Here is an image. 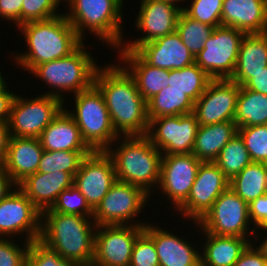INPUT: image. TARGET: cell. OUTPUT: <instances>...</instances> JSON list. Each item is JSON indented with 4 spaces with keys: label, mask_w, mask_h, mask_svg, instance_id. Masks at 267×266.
I'll list each match as a JSON object with an SVG mask.
<instances>
[{
    "label": "cell",
    "mask_w": 267,
    "mask_h": 266,
    "mask_svg": "<svg viewBox=\"0 0 267 266\" xmlns=\"http://www.w3.org/2000/svg\"><path fill=\"white\" fill-rule=\"evenodd\" d=\"M106 65L96 70L94 85L105 99L113 128L119 136H146L147 101L139 93L135 79L120 62Z\"/></svg>",
    "instance_id": "obj_1"
},
{
    "label": "cell",
    "mask_w": 267,
    "mask_h": 266,
    "mask_svg": "<svg viewBox=\"0 0 267 266\" xmlns=\"http://www.w3.org/2000/svg\"><path fill=\"white\" fill-rule=\"evenodd\" d=\"M25 38V53L11 54L18 66L30 73L36 66L66 57L83 42L64 12L54 18L22 24L17 30ZM13 55H16L13 57Z\"/></svg>",
    "instance_id": "obj_2"
},
{
    "label": "cell",
    "mask_w": 267,
    "mask_h": 266,
    "mask_svg": "<svg viewBox=\"0 0 267 266\" xmlns=\"http://www.w3.org/2000/svg\"><path fill=\"white\" fill-rule=\"evenodd\" d=\"M96 227L93 217L53 212L49 208L41 212L39 241L60 257L89 266L93 263Z\"/></svg>",
    "instance_id": "obj_3"
},
{
    "label": "cell",
    "mask_w": 267,
    "mask_h": 266,
    "mask_svg": "<svg viewBox=\"0 0 267 266\" xmlns=\"http://www.w3.org/2000/svg\"><path fill=\"white\" fill-rule=\"evenodd\" d=\"M120 138V139H119ZM105 151L111 157L116 179L142 188L147 194L154 193L160 181L163 153L147 136H120ZM122 138V141H121ZM119 139V141H118ZM121 142V143H120ZM154 185V186H153Z\"/></svg>",
    "instance_id": "obj_4"
},
{
    "label": "cell",
    "mask_w": 267,
    "mask_h": 266,
    "mask_svg": "<svg viewBox=\"0 0 267 266\" xmlns=\"http://www.w3.org/2000/svg\"><path fill=\"white\" fill-rule=\"evenodd\" d=\"M122 0H68L64 13L78 36L84 41L85 31L97 36L112 49H119L124 41ZM88 29V30H87Z\"/></svg>",
    "instance_id": "obj_5"
},
{
    "label": "cell",
    "mask_w": 267,
    "mask_h": 266,
    "mask_svg": "<svg viewBox=\"0 0 267 266\" xmlns=\"http://www.w3.org/2000/svg\"><path fill=\"white\" fill-rule=\"evenodd\" d=\"M85 47L87 46L83 42L68 56L42 63L30 72L51 88L44 94L57 97L65 102L64 92L75 95L89 89L94 84V76L99 65Z\"/></svg>",
    "instance_id": "obj_6"
},
{
    "label": "cell",
    "mask_w": 267,
    "mask_h": 266,
    "mask_svg": "<svg viewBox=\"0 0 267 266\" xmlns=\"http://www.w3.org/2000/svg\"><path fill=\"white\" fill-rule=\"evenodd\" d=\"M74 96L75 109H64L75 120L87 146L92 151H105L120 136L113 128L102 93L93 84Z\"/></svg>",
    "instance_id": "obj_7"
},
{
    "label": "cell",
    "mask_w": 267,
    "mask_h": 266,
    "mask_svg": "<svg viewBox=\"0 0 267 266\" xmlns=\"http://www.w3.org/2000/svg\"><path fill=\"white\" fill-rule=\"evenodd\" d=\"M196 225L197 230L200 227L206 233L246 239H251L256 231L249 216V205L230 188L215 200Z\"/></svg>",
    "instance_id": "obj_8"
},
{
    "label": "cell",
    "mask_w": 267,
    "mask_h": 266,
    "mask_svg": "<svg viewBox=\"0 0 267 266\" xmlns=\"http://www.w3.org/2000/svg\"><path fill=\"white\" fill-rule=\"evenodd\" d=\"M149 198L151 196L142 188L117 180L93 210V220L97 226H145L148 221H136L135 218L148 205L146 203H149Z\"/></svg>",
    "instance_id": "obj_9"
},
{
    "label": "cell",
    "mask_w": 267,
    "mask_h": 266,
    "mask_svg": "<svg viewBox=\"0 0 267 266\" xmlns=\"http://www.w3.org/2000/svg\"><path fill=\"white\" fill-rule=\"evenodd\" d=\"M54 96L40 94L34 98L16 95L8 123L10 136L19 138H39L42 131L66 107Z\"/></svg>",
    "instance_id": "obj_10"
},
{
    "label": "cell",
    "mask_w": 267,
    "mask_h": 266,
    "mask_svg": "<svg viewBox=\"0 0 267 266\" xmlns=\"http://www.w3.org/2000/svg\"><path fill=\"white\" fill-rule=\"evenodd\" d=\"M245 33L229 26H217L195 57V63L211 79H230L235 71L239 46Z\"/></svg>",
    "instance_id": "obj_11"
},
{
    "label": "cell",
    "mask_w": 267,
    "mask_h": 266,
    "mask_svg": "<svg viewBox=\"0 0 267 266\" xmlns=\"http://www.w3.org/2000/svg\"><path fill=\"white\" fill-rule=\"evenodd\" d=\"M199 123L193 113L153 118L147 137L163 154H191Z\"/></svg>",
    "instance_id": "obj_12"
},
{
    "label": "cell",
    "mask_w": 267,
    "mask_h": 266,
    "mask_svg": "<svg viewBox=\"0 0 267 266\" xmlns=\"http://www.w3.org/2000/svg\"><path fill=\"white\" fill-rule=\"evenodd\" d=\"M40 233L41 211L16 187L0 202V238L24 235L31 243L39 240Z\"/></svg>",
    "instance_id": "obj_13"
},
{
    "label": "cell",
    "mask_w": 267,
    "mask_h": 266,
    "mask_svg": "<svg viewBox=\"0 0 267 266\" xmlns=\"http://www.w3.org/2000/svg\"><path fill=\"white\" fill-rule=\"evenodd\" d=\"M145 226H97L94 237L93 265L130 266L132 250Z\"/></svg>",
    "instance_id": "obj_14"
},
{
    "label": "cell",
    "mask_w": 267,
    "mask_h": 266,
    "mask_svg": "<svg viewBox=\"0 0 267 266\" xmlns=\"http://www.w3.org/2000/svg\"><path fill=\"white\" fill-rule=\"evenodd\" d=\"M135 27L144 35L135 40L123 41L117 50H137L142 44L176 31L177 20L183 6L163 0H141ZM125 42V43H124Z\"/></svg>",
    "instance_id": "obj_15"
},
{
    "label": "cell",
    "mask_w": 267,
    "mask_h": 266,
    "mask_svg": "<svg viewBox=\"0 0 267 266\" xmlns=\"http://www.w3.org/2000/svg\"><path fill=\"white\" fill-rule=\"evenodd\" d=\"M230 180L214 162H201L186 202L177 210L182 218L198 222L215 200L229 188ZM191 219V220H190Z\"/></svg>",
    "instance_id": "obj_16"
},
{
    "label": "cell",
    "mask_w": 267,
    "mask_h": 266,
    "mask_svg": "<svg viewBox=\"0 0 267 266\" xmlns=\"http://www.w3.org/2000/svg\"><path fill=\"white\" fill-rule=\"evenodd\" d=\"M201 162L192 153L163 154L157 189H161L162 194L171 201L174 211L186 202Z\"/></svg>",
    "instance_id": "obj_17"
},
{
    "label": "cell",
    "mask_w": 267,
    "mask_h": 266,
    "mask_svg": "<svg viewBox=\"0 0 267 266\" xmlns=\"http://www.w3.org/2000/svg\"><path fill=\"white\" fill-rule=\"evenodd\" d=\"M116 181L113 161L106 151L86 155L74 176V186L93 210Z\"/></svg>",
    "instance_id": "obj_18"
},
{
    "label": "cell",
    "mask_w": 267,
    "mask_h": 266,
    "mask_svg": "<svg viewBox=\"0 0 267 266\" xmlns=\"http://www.w3.org/2000/svg\"><path fill=\"white\" fill-rule=\"evenodd\" d=\"M239 90L230 79H212L193 107L199 126L234 121Z\"/></svg>",
    "instance_id": "obj_19"
},
{
    "label": "cell",
    "mask_w": 267,
    "mask_h": 266,
    "mask_svg": "<svg viewBox=\"0 0 267 266\" xmlns=\"http://www.w3.org/2000/svg\"><path fill=\"white\" fill-rule=\"evenodd\" d=\"M144 231L153 239L160 266H200L201 254L198 247L184 238L155 224L147 223ZM199 251V252H198Z\"/></svg>",
    "instance_id": "obj_20"
},
{
    "label": "cell",
    "mask_w": 267,
    "mask_h": 266,
    "mask_svg": "<svg viewBox=\"0 0 267 266\" xmlns=\"http://www.w3.org/2000/svg\"><path fill=\"white\" fill-rule=\"evenodd\" d=\"M136 52L151 66L166 70H179L195 63L177 31L142 44Z\"/></svg>",
    "instance_id": "obj_21"
},
{
    "label": "cell",
    "mask_w": 267,
    "mask_h": 266,
    "mask_svg": "<svg viewBox=\"0 0 267 266\" xmlns=\"http://www.w3.org/2000/svg\"><path fill=\"white\" fill-rule=\"evenodd\" d=\"M73 185L74 176L71 173L57 171L28 175L17 187L43 212L52 207L63 190Z\"/></svg>",
    "instance_id": "obj_22"
},
{
    "label": "cell",
    "mask_w": 267,
    "mask_h": 266,
    "mask_svg": "<svg viewBox=\"0 0 267 266\" xmlns=\"http://www.w3.org/2000/svg\"><path fill=\"white\" fill-rule=\"evenodd\" d=\"M221 25L245 34L267 31V0H223Z\"/></svg>",
    "instance_id": "obj_23"
},
{
    "label": "cell",
    "mask_w": 267,
    "mask_h": 266,
    "mask_svg": "<svg viewBox=\"0 0 267 266\" xmlns=\"http://www.w3.org/2000/svg\"><path fill=\"white\" fill-rule=\"evenodd\" d=\"M43 151L39 138L10 137L3 168L18 185L37 172Z\"/></svg>",
    "instance_id": "obj_24"
},
{
    "label": "cell",
    "mask_w": 267,
    "mask_h": 266,
    "mask_svg": "<svg viewBox=\"0 0 267 266\" xmlns=\"http://www.w3.org/2000/svg\"><path fill=\"white\" fill-rule=\"evenodd\" d=\"M120 64L135 79L141 96L148 101L168 86L170 70L148 64L135 50H117Z\"/></svg>",
    "instance_id": "obj_25"
},
{
    "label": "cell",
    "mask_w": 267,
    "mask_h": 266,
    "mask_svg": "<svg viewBox=\"0 0 267 266\" xmlns=\"http://www.w3.org/2000/svg\"><path fill=\"white\" fill-rule=\"evenodd\" d=\"M42 148L48 151H92L84 142L75 120L63 109L42 131Z\"/></svg>",
    "instance_id": "obj_26"
},
{
    "label": "cell",
    "mask_w": 267,
    "mask_h": 266,
    "mask_svg": "<svg viewBox=\"0 0 267 266\" xmlns=\"http://www.w3.org/2000/svg\"><path fill=\"white\" fill-rule=\"evenodd\" d=\"M267 66V33L245 34L239 46L235 71L230 78L239 86H244L253 74Z\"/></svg>",
    "instance_id": "obj_27"
},
{
    "label": "cell",
    "mask_w": 267,
    "mask_h": 266,
    "mask_svg": "<svg viewBox=\"0 0 267 266\" xmlns=\"http://www.w3.org/2000/svg\"><path fill=\"white\" fill-rule=\"evenodd\" d=\"M204 235V246L199 249L201 254V266H234L243 251L253 241L252 239L237 236H217L206 233L199 228ZM202 248V249H201Z\"/></svg>",
    "instance_id": "obj_28"
},
{
    "label": "cell",
    "mask_w": 267,
    "mask_h": 266,
    "mask_svg": "<svg viewBox=\"0 0 267 266\" xmlns=\"http://www.w3.org/2000/svg\"><path fill=\"white\" fill-rule=\"evenodd\" d=\"M237 134L234 121L199 126L192 154L202 162H214L223 147Z\"/></svg>",
    "instance_id": "obj_29"
},
{
    "label": "cell",
    "mask_w": 267,
    "mask_h": 266,
    "mask_svg": "<svg viewBox=\"0 0 267 266\" xmlns=\"http://www.w3.org/2000/svg\"><path fill=\"white\" fill-rule=\"evenodd\" d=\"M233 190L248 205L267 194V164L251 162L229 183Z\"/></svg>",
    "instance_id": "obj_30"
},
{
    "label": "cell",
    "mask_w": 267,
    "mask_h": 266,
    "mask_svg": "<svg viewBox=\"0 0 267 266\" xmlns=\"http://www.w3.org/2000/svg\"><path fill=\"white\" fill-rule=\"evenodd\" d=\"M194 104L182 91L167 86L147 101L148 119L189 114Z\"/></svg>",
    "instance_id": "obj_31"
},
{
    "label": "cell",
    "mask_w": 267,
    "mask_h": 266,
    "mask_svg": "<svg viewBox=\"0 0 267 266\" xmlns=\"http://www.w3.org/2000/svg\"><path fill=\"white\" fill-rule=\"evenodd\" d=\"M234 122L237 128L267 124V95L240 86Z\"/></svg>",
    "instance_id": "obj_32"
},
{
    "label": "cell",
    "mask_w": 267,
    "mask_h": 266,
    "mask_svg": "<svg viewBox=\"0 0 267 266\" xmlns=\"http://www.w3.org/2000/svg\"><path fill=\"white\" fill-rule=\"evenodd\" d=\"M211 80V77L194 63L179 70H170L168 86L182 91L196 102L203 95Z\"/></svg>",
    "instance_id": "obj_33"
},
{
    "label": "cell",
    "mask_w": 267,
    "mask_h": 266,
    "mask_svg": "<svg viewBox=\"0 0 267 266\" xmlns=\"http://www.w3.org/2000/svg\"><path fill=\"white\" fill-rule=\"evenodd\" d=\"M251 162L243 139L238 133L223 147L218 157L214 160V163L229 180Z\"/></svg>",
    "instance_id": "obj_34"
},
{
    "label": "cell",
    "mask_w": 267,
    "mask_h": 266,
    "mask_svg": "<svg viewBox=\"0 0 267 266\" xmlns=\"http://www.w3.org/2000/svg\"><path fill=\"white\" fill-rule=\"evenodd\" d=\"M215 27L188 17L183 11L180 12L176 31L180 35L181 41L196 57L203 49L205 41L213 33Z\"/></svg>",
    "instance_id": "obj_35"
},
{
    "label": "cell",
    "mask_w": 267,
    "mask_h": 266,
    "mask_svg": "<svg viewBox=\"0 0 267 266\" xmlns=\"http://www.w3.org/2000/svg\"><path fill=\"white\" fill-rule=\"evenodd\" d=\"M92 151H48L44 150L37 172L53 173L63 171L75 176L82 160Z\"/></svg>",
    "instance_id": "obj_36"
},
{
    "label": "cell",
    "mask_w": 267,
    "mask_h": 266,
    "mask_svg": "<svg viewBox=\"0 0 267 266\" xmlns=\"http://www.w3.org/2000/svg\"><path fill=\"white\" fill-rule=\"evenodd\" d=\"M237 133L243 139L251 161L267 164V124L239 127Z\"/></svg>",
    "instance_id": "obj_37"
},
{
    "label": "cell",
    "mask_w": 267,
    "mask_h": 266,
    "mask_svg": "<svg viewBox=\"0 0 267 266\" xmlns=\"http://www.w3.org/2000/svg\"><path fill=\"white\" fill-rule=\"evenodd\" d=\"M50 209L53 212L93 217V209L74 185L63 190Z\"/></svg>",
    "instance_id": "obj_38"
},
{
    "label": "cell",
    "mask_w": 267,
    "mask_h": 266,
    "mask_svg": "<svg viewBox=\"0 0 267 266\" xmlns=\"http://www.w3.org/2000/svg\"><path fill=\"white\" fill-rule=\"evenodd\" d=\"M223 0H191L182 11L190 18L213 27L221 25Z\"/></svg>",
    "instance_id": "obj_39"
},
{
    "label": "cell",
    "mask_w": 267,
    "mask_h": 266,
    "mask_svg": "<svg viewBox=\"0 0 267 266\" xmlns=\"http://www.w3.org/2000/svg\"><path fill=\"white\" fill-rule=\"evenodd\" d=\"M27 264L29 266H81L76 261L60 257L39 240L30 243Z\"/></svg>",
    "instance_id": "obj_40"
},
{
    "label": "cell",
    "mask_w": 267,
    "mask_h": 266,
    "mask_svg": "<svg viewBox=\"0 0 267 266\" xmlns=\"http://www.w3.org/2000/svg\"><path fill=\"white\" fill-rule=\"evenodd\" d=\"M58 0H23L22 24L51 19L61 15Z\"/></svg>",
    "instance_id": "obj_41"
},
{
    "label": "cell",
    "mask_w": 267,
    "mask_h": 266,
    "mask_svg": "<svg viewBox=\"0 0 267 266\" xmlns=\"http://www.w3.org/2000/svg\"><path fill=\"white\" fill-rule=\"evenodd\" d=\"M130 266H160L154 241L145 231L134 243Z\"/></svg>",
    "instance_id": "obj_42"
},
{
    "label": "cell",
    "mask_w": 267,
    "mask_h": 266,
    "mask_svg": "<svg viewBox=\"0 0 267 266\" xmlns=\"http://www.w3.org/2000/svg\"><path fill=\"white\" fill-rule=\"evenodd\" d=\"M30 242L18 245L13 239L0 238V266H25Z\"/></svg>",
    "instance_id": "obj_43"
},
{
    "label": "cell",
    "mask_w": 267,
    "mask_h": 266,
    "mask_svg": "<svg viewBox=\"0 0 267 266\" xmlns=\"http://www.w3.org/2000/svg\"><path fill=\"white\" fill-rule=\"evenodd\" d=\"M249 216L256 230L267 228V194L249 204Z\"/></svg>",
    "instance_id": "obj_44"
},
{
    "label": "cell",
    "mask_w": 267,
    "mask_h": 266,
    "mask_svg": "<svg viewBox=\"0 0 267 266\" xmlns=\"http://www.w3.org/2000/svg\"><path fill=\"white\" fill-rule=\"evenodd\" d=\"M23 0H0V17L14 24L15 27L22 25Z\"/></svg>",
    "instance_id": "obj_45"
},
{
    "label": "cell",
    "mask_w": 267,
    "mask_h": 266,
    "mask_svg": "<svg viewBox=\"0 0 267 266\" xmlns=\"http://www.w3.org/2000/svg\"><path fill=\"white\" fill-rule=\"evenodd\" d=\"M266 260L254 247L253 241L243 251L234 266H264Z\"/></svg>",
    "instance_id": "obj_46"
},
{
    "label": "cell",
    "mask_w": 267,
    "mask_h": 266,
    "mask_svg": "<svg viewBox=\"0 0 267 266\" xmlns=\"http://www.w3.org/2000/svg\"><path fill=\"white\" fill-rule=\"evenodd\" d=\"M16 93L11 92L8 88L4 92H0V123L8 124L10 120L11 108Z\"/></svg>",
    "instance_id": "obj_47"
},
{
    "label": "cell",
    "mask_w": 267,
    "mask_h": 266,
    "mask_svg": "<svg viewBox=\"0 0 267 266\" xmlns=\"http://www.w3.org/2000/svg\"><path fill=\"white\" fill-rule=\"evenodd\" d=\"M244 87L255 92L267 95V66L264 70L259 71L256 74H253L251 78Z\"/></svg>",
    "instance_id": "obj_48"
},
{
    "label": "cell",
    "mask_w": 267,
    "mask_h": 266,
    "mask_svg": "<svg viewBox=\"0 0 267 266\" xmlns=\"http://www.w3.org/2000/svg\"><path fill=\"white\" fill-rule=\"evenodd\" d=\"M17 187V184L6 173L3 166H0V202L6 198L12 190Z\"/></svg>",
    "instance_id": "obj_49"
},
{
    "label": "cell",
    "mask_w": 267,
    "mask_h": 266,
    "mask_svg": "<svg viewBox=\"0 0 267 266\" xmlns=\"http://www.w3.org/2000/svg\"><path fill=\"white\" fill-rule=\"evenodd\" d=\"M10 137L8 124L0 123V166L5 162Z\"/></svg>",
    "instance_id": "obj_50"
},
{
    "label": "cell",
    "mask_w": 267,
    "mask_h": 266,
    "mask_svg": "<svg viewBox=\"0 0 267 266\" xmlns=\"http://www.w3.org/2000/svg\"><path fill=\"white\" fill-rule=\"evenodd\" d=\"M261 231H263L266 234V236L264 234H262L264 240L262 239V236H259L261 234ZM253 236L256 237L255 239H257V240H254L255 242H257L259 240V238H261L260 240H262V242L260 243V245H256V243L254 242V244H255L254 246L259 251L261 256L265 260H267V228L260 230V231L256 230Z\"/></svg>",
    "instance_id": "obj_51"
},
{
    "label": "cell",
    "mask_w": 267,
    "mask_h": 266,
    "mask_svg": "<svg viewBox=\"0 0 267 266\" xmlns=\"http://www.w3.org/2000/svg\"><path fill=\"white\" fill-rule=\"evenodd\" d=\"M8 84L6 83L4 76L2 75V72L0 71V92H4L8 86Z\"/></svg>",
    "instance_id": "obj_52"
},
{
    "label": "cell",
    "mask_w": 267,
    "mask_h": 266,
    "mask_svg": "<svg viewBox=\"0 0 267 266\" xmlns=\"http://www.w3.org/2000/svg\"><path fill=\"white\" fill-rule=\"evenodd\" d=\"M163 1L171 2L175 5H178L177 3H180V2L182 3L183 1L185 2L186 0H163Z\"/></svg>",
    "instance_id": "obj_53"
},
{
    "label": "cell",
    "mask_w": 267,
    "mask_h": 266,
    "mask_svg": "<svg viewBox=\"0 0 267 266\" xmlns=\"http://www.w3.org/2000/svg\"><path fill=\"white\" fill-rule=\"evenodd\" d=\"M58 1H59L60 3H62V2H61L62 0H58ZM67 1H68V0H63V3H64V2H67Z\"/></svg>",
    "instance_id": "obj_54"
}]
</instances>
